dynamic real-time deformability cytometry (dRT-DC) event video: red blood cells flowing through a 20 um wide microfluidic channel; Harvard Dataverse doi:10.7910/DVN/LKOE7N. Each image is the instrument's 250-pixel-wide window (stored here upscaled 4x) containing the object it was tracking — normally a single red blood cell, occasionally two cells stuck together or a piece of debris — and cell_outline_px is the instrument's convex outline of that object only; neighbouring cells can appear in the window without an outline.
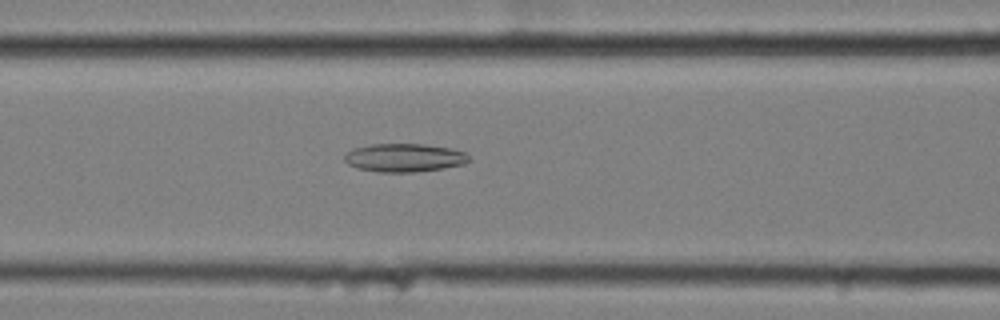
{"species": "common noctule bat (a hibernating species)", "species_latin": "Nyctalus noctula", "temperature_condition": "cold", "stored_images_in_passage": 59, "camera_frame_rate_fps": 3000, "um_per_image_px": 0.085, "animal": {"sex": "female", "body_mass_g": 25.1}, "frame": {"image": 1, "passage_image": 25, "time_ms": 8.0, "image_size_px": [1000, 320], "cell_outline_px": [[468, 160], [464, 164], [440, 168], [412, 172], [380, 172], [356, 168], [348, 164], [344, 160], [344, 156], [352, 148], [372, 144], [424, 144], [452, 148], [464, 152], [468, 156]], "centroid_in_image_um": [34.32, 13.4], "position_along_channel_um": 132.3, "area_um2": 20.4}}
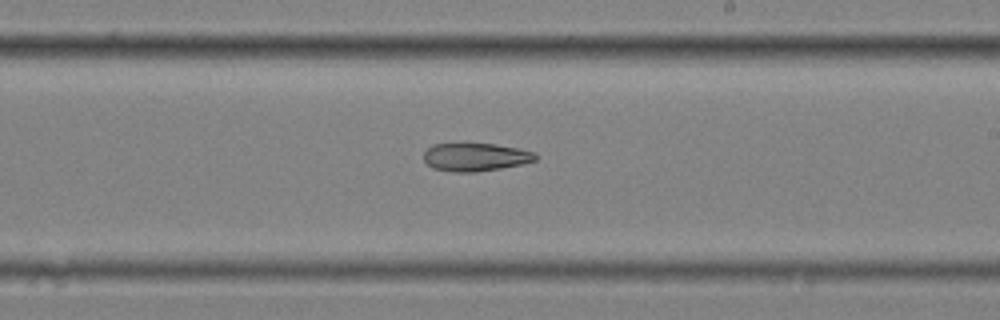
{"frame": {"image": 2, "passage_image": 35, "time_ms": 11.333, "image_size_px": [1000, 320], "cell_outline_px": [[536, 160], [520, 164], [500, 168], [476, 172], [452, 172], [432, 168], [424, 160], [424, 152], [432, 144], [496, 144], [520, 148], [532, 152], [536, 156]], "centroid_in_image_um": [40.38, 13.35], "position_along_channel_um": 248.6, "area_um2": 18.15}}
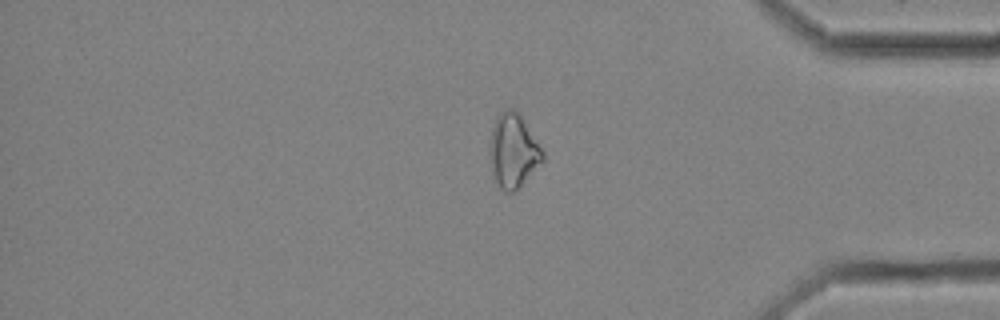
{"frame": {"image": 3, "passage_image": 49, "time_ms": 16.0, "image_size_px": [1000, 320], "cell_outline_px": [[544, 160], [512, 192], [508, 192], [500, 188], [496, 180], [492, 168], [492, 128], [496, 116], [500, 112], [508, 108], [512, 108], [520, 112], [544, 152]], "centroid_in_image_um": [43.66, 12.74], "position_along_channel_um": 391.5, "area_um2": 22.02}}